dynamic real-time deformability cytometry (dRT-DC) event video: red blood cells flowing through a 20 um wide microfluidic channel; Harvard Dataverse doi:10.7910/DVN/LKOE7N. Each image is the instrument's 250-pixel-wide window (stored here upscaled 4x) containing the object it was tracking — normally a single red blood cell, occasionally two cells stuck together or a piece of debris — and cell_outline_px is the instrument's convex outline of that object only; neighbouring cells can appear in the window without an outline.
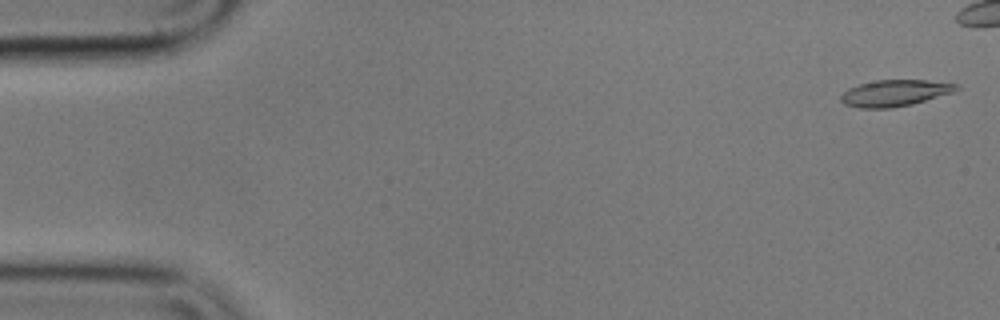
{"species": "common noctule bat (a hibernating species)", "species_latin": "Nyctalus noctula", "temperature_condition": "cold", "stored_images_in_passage": 46, "camera_frame_rate_fps": 3000, "um_per_image_px": 0.085, "animal": {"sex": "male", "body_mass_g": 17.9}, "frame": {"image": 1, "passage_image": 2, "time_ms": 0.333, "image_size_px": [1000, 320], "cell_outline_px": [[960, 88], [952, 92], [912, 104], [892, 108], [860, 108], [844, 104], [840, 100], [840, 96], [848, 88], [860, 84], [876, 80], [928, 80], [956, 84]], "centroid_in_image_um": [76.02, 7.91], "position_along_channel_um": 9.0, "area_um2": 17.63}}
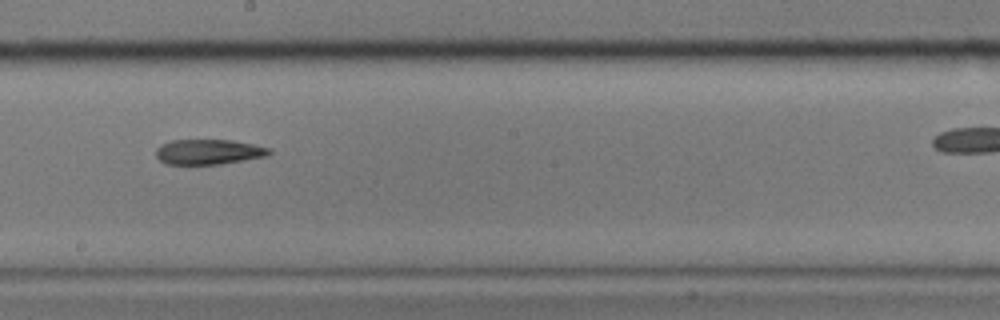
{"frame": {"image": 2, "passage_image": 31, "time_ms": 10.0, "image_size_px": [1000, 320], "cell_outline_px": [[272, 152], [268, 156], [220, 164], [168, 164], [160, 160], [156, 156], [156, 148], [160, 144], [172, 140], [232, 140], [272, 148]], "centroid_in_image_um": [17.75, 12.9], "position_along_channel_um": 230.5, "area_um2": 16.65}}
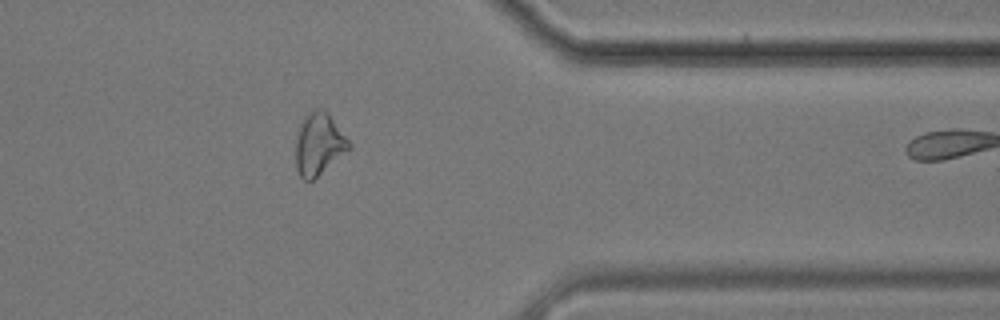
{"frame": {"image": 3, "passage_image": 45, "time_ms": 14.667, "image_size_px": [1000, 320], "cell_outline_px": [[352, 148], [312, 180], [304, 180], [300, 176], [296, 168], [296, 140], [300, 124], [308, 112], [316, 108], [324, 108], [328, 112], [352, 144]], "centroid_in_image_um": [27.12, 12.22], "position_along_channel_um": 384.3, "area_um2": 19.31}}